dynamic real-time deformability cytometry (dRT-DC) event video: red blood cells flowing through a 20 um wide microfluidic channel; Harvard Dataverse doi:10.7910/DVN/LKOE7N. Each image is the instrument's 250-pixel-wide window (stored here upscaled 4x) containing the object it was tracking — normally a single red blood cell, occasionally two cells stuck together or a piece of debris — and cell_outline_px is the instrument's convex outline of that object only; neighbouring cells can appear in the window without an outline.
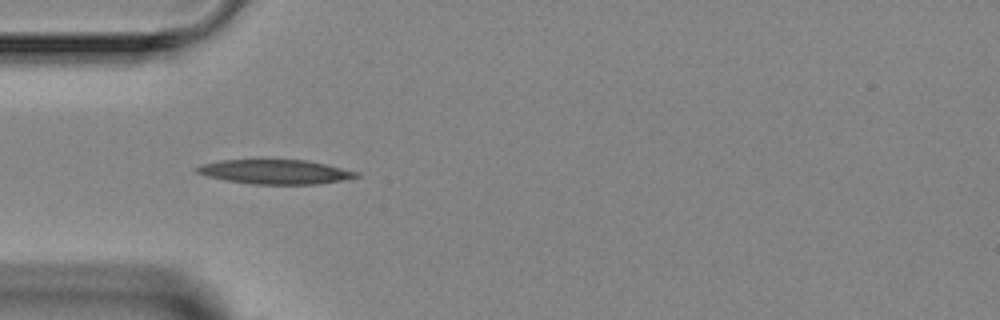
{"species": "Egyptian fruit bat (a non-hibernating species)", "species_latin": "Rousettus aegyptiacus", "temperature_condition": "room temperature", "stored_images_in_passage": 5, "camera_frame_rate_fps": 3000, "um_per_image_px": 0.085, "animal": {"sex": "female"}, "frame": {"image": 1, "passage_image": 1, "time_ms": 0.0, "image_size_px": [1000, 320], "cell_outline_px": [[360, 176], [340, 180], [316, 184], [252, 184], [224, 180], [208, 176], [196, 172], [192, 168], [200, 164], [220, 160], [260, 156], [304, 160], [324, 164], [360, 172]], "centroid_in_image_um": [23.27, 14.55], "position_along_channel_um": 61.7, "area_um2": 23.76}}
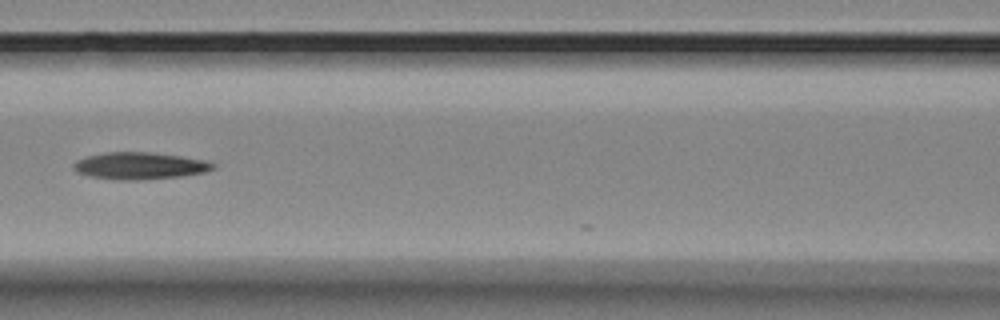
{"frame": {"image": 2, "passage_image": 3, "time_ms": 2.333, "image_size_px": [1000, 320], "cell_outline_px": [[216, 168], [204, 172], [180, 176], [140, 180], [116, 180], [88, 176], [76, 172], [72, 168], [72, 164], [76, 160], [88, 156], [104, 152], [152, 152], [180, 156], [204, 160], [216, 164]], "centroid_in_image_um": [11.83, 14.09], "position_along_channel_um": 154.8, "area_um2": 22.08}}
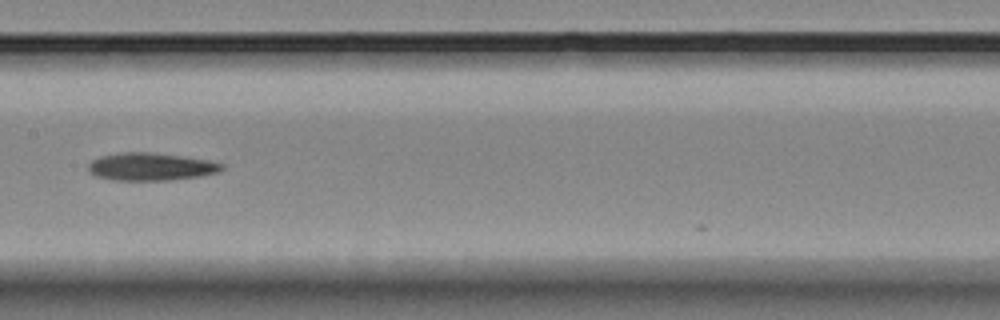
{"frame": {"image": 3, "passage_image": 4, "time_ms": 3.333, "image_size_px": [1000, 320], "cell_outline_px": [[224, 168], [220, 172], [200, 176], [168, 180], [112, 180], [96, 176], [88, 172], [88, 164], [92, 160], [100, 156], [120, 152], [148, 152], [184, 156], [208, 160], [224, 164]], "centroid_in_image_um": [12.81, 14.16], "position_along_channel_um": 194.6, "area_um2": 21.68}}